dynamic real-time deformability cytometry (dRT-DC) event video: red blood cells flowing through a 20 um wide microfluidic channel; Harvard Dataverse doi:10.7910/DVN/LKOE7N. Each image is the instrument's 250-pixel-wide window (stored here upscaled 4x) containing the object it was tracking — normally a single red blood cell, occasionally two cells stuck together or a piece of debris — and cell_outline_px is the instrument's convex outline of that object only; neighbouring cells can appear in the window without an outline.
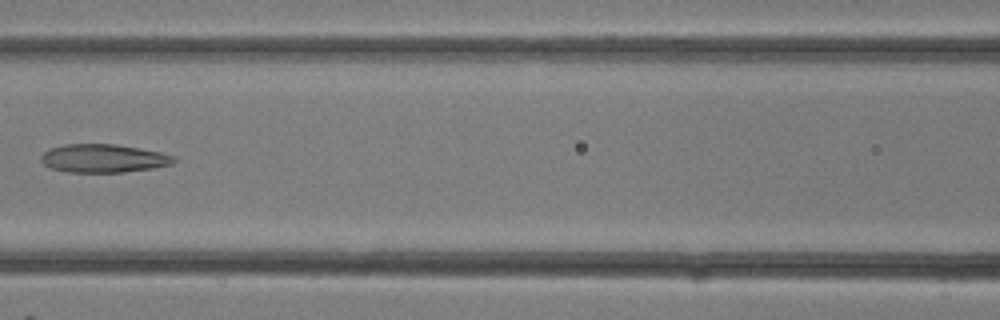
{"species": "common noctule bat (a hibernating species)", "species_latin": "Nyctalus noctula", "temperature_condition": "room temperature", "stored_images_in_passage": 8, "camera_frame_rate_fps": 3000, "um_per_image_px": 0.085, "animal": {"sex": "female"}, "frame": {"image": 1, "passage_image": 7, "time_ms": 2.0, "image_size_px": [1000, 320], "cell_outline_px": [[176, 160], [172, 164], [152, 168], [124, 172], [68, 172], [52, 168], [44, 164], [40, 160], [40, 156], [48, 148], [64, 144], [116, 144], [160, 152], [176, 156]], "centroid_in_image_um": [8.78, 13.45], "position_along_channel_um": 157.8, "area_um2": 21.96}}